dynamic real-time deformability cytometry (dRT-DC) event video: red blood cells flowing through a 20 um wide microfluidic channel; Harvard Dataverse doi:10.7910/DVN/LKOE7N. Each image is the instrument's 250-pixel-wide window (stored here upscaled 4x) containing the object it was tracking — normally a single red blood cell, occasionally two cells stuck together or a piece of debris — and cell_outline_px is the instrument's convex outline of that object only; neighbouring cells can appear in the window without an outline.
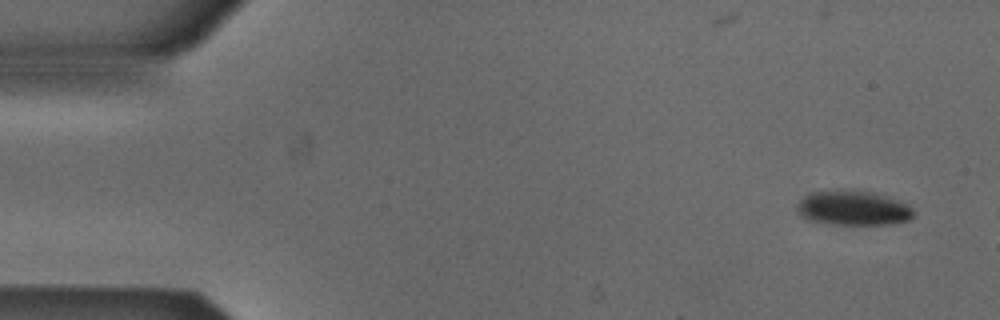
{"species": "Egyptian fruit bat (a non-hibernating species)", "species_latin": "Rousettus aegyptiacus", "temperature_condition": "cold", "stored_images_in_passage": 4, "camera_frame_rate_fps": 3000, "um_per_image_px": 0.085, "animal": {"sex": "male"}, "frame": {"image": 1, "passage_image": 1, "time_ms": 0.0, "image_size_px": [1000, 320], "cell_outline_px": [[916, 212], [908, 220], [888, 224], [832, 224], [812, 220], [804, 216], [796, 208], [796, 204], [804, 196], [812, 192], [836, 188], [852, 188], [876, 192], [900, 200], [908, 204]], "centroid_in_image_um": [72.55, 17.62], "position_along_channel_um": 12.5, "area_um2": 24.04}}